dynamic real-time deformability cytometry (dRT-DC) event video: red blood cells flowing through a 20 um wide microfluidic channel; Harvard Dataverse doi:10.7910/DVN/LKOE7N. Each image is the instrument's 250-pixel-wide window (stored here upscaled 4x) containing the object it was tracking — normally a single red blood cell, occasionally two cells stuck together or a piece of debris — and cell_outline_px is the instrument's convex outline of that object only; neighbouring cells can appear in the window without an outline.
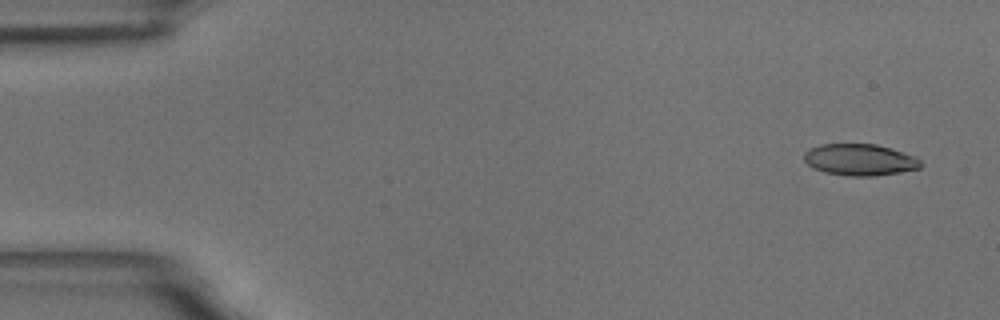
{"species": "common noctule bat (a hibernating species)", "species_latin": "Nyctalus noctula", "temperature_condition": "room temperature", "stored_images_in_passage": 5, "camera_frame_rate_fps": 3000, "um_per_image_px": 0.085, "animal": {"sex": "male", "body_mass_g": 18.8}, "frame": {"image": 1, "passage_image": 1, "time_ms": 0.0, "image_size_px": [1000, 320], "cell_outline_px": [[920, 168], [900, 172], [872, 176], [848, 176], [824, 172], [812, 168], [804, 160], [804, 152], [820, 144], [876, 144], [892, 148], [916, 156], [920, 160]], "centroid_in_image_um": [73.08, 13.58], "position_along_channel_um": 11.9, "area_um2": 21.5}}
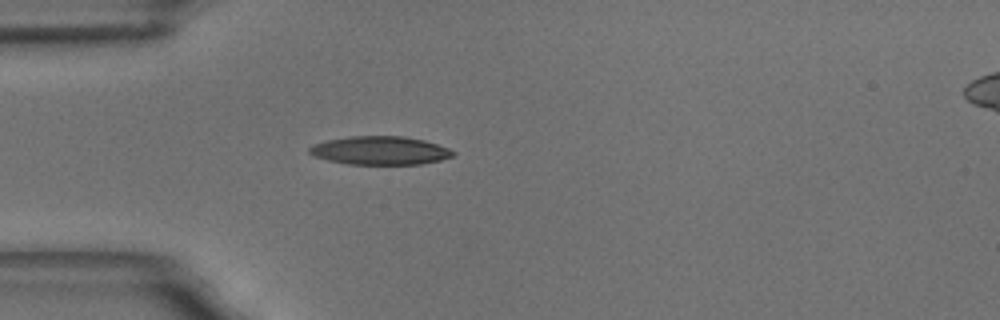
{"frame": {"image": 2, "passage_image": 5, "time_ms": 4.333, "image_size_px": [1000, 320], "cell_outline_px": [[456, 152], [452, 156], [440, 160], [420, 164], [348, 164], [328, 160], [316, 156], [308, 152], [308, 148], [312, 144], [328, 140], [352, 136], [404, 136], [424, 140], [448, 148]], "centroid_in_image_um": [32.3, 12.79], "position_along_channel_um": 52.7, "area_um2": 23.64}}